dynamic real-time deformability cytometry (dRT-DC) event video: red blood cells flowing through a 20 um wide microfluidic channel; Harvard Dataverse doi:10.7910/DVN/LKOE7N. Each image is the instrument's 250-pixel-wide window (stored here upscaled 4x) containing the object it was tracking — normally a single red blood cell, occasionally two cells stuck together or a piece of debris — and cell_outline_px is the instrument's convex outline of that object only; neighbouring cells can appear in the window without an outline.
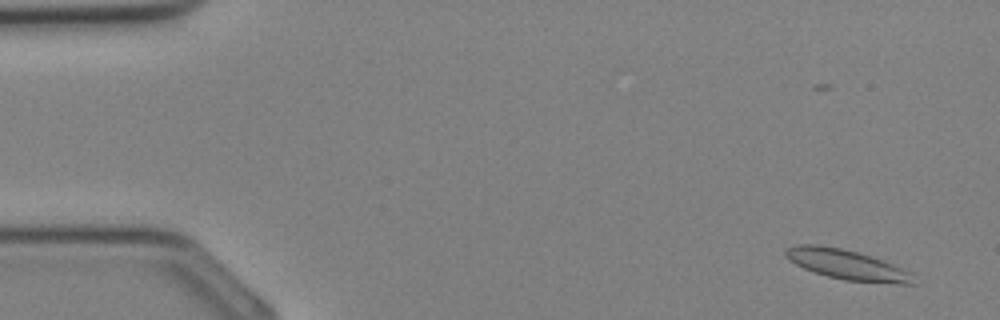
{"species": "Egyptian fruit bat (a non-hibernating species)", "species_latin": "Rousettus aegyptiacus", "temperature_condition": "cold", "stored_images_in_passage": 37, "camera_frame_rate_fps": 3000, "um_per_image_px": 0.085, "animal": {"sex": "female"}, "frame": {"image": 1, "passage_image": 3, "time_ms": 0.667, "image_size_px": [1000, 320], "cell_outline_px": [[916, 284], [896, 284], [844, 280], [828, 276], [804, 268], [796, 264], [784, 256], [784, 252], [788, 248], [796, 244], [816, 244], [840, 248], [872, 256], [892, 264], [908, 272]], "centroid_in_image_um": [71.95, 22.49], "position_along_channel_um": 13.0, "area_um2": 21.96}}
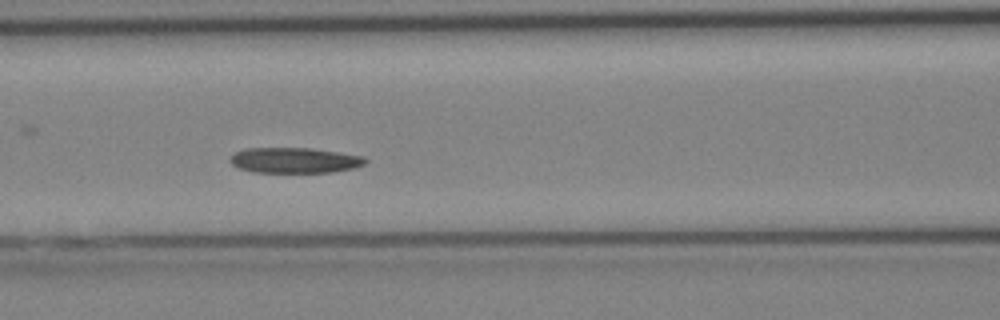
{"frame": {"image": 2, "passage_image": 16, "time_ms": 5.0, "image_size_px": [1000, 320], "cell_outline_px": [[368, 160], [364, 164], [356, 168], [332, 172], [252, 172], [240, 168], [232, 164], [228, 160], [236, 152], [244, 148], [312, 148], [364, 156]], "centroid_in_image_um": [25.06, 13.62], "position_along_channel_um": 141.5, "area_um2": 20.11}}
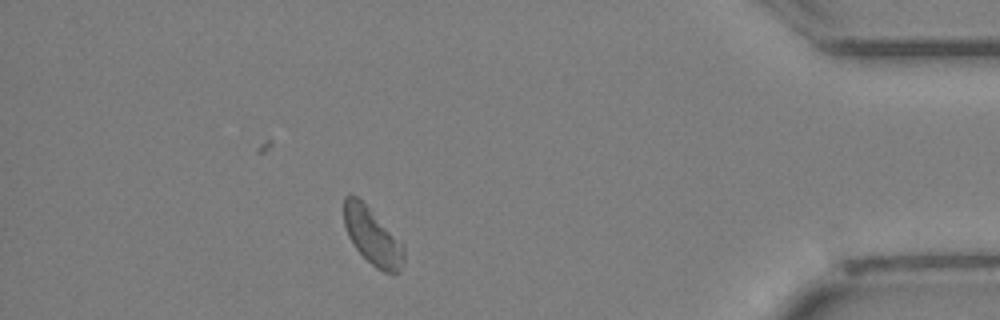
{"frame": {"image": 3, "passage_image": 32, "time_ms": 10.333, "image_size_px": [1000, 320], "cell_outline_px": [[404, 260], [400, 272], [384, 272], [376, 268], [356, 248], [348, 236], [344, 224], [344, 196], [356, 196], [368, 208], [404, 248]], "centroid_in_image_um": [31.62, 20.13], "position_along_channel_um": 403.6, "area_um2": 18.84}}